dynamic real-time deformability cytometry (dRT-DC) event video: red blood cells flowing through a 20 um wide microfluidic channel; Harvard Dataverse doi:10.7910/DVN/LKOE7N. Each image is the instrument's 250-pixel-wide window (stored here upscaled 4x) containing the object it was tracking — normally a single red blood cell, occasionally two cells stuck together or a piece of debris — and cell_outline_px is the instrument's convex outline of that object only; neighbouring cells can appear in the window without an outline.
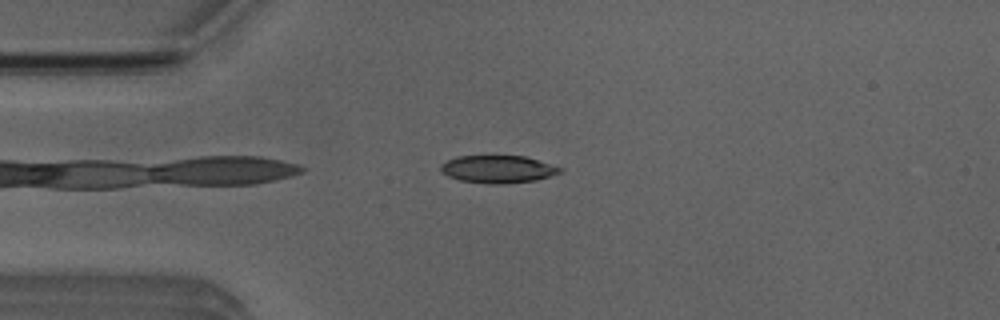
{"species": "Egyptian fruit bat (a non-hibernating species)", "species_latin": "Rousettus aegyptiacus", "temperature_condition": "room temperature", "stored_images_in_passage": 43, "camera_frame_rate_fps": 3000, "um_per_image_px": 0.085, "animal": {"sex": "male"}, "frame": {"image": 1, "passage_image": 3, "time_ms": 0.667, "image_size_px": [1000, 320], "cell_outline_px": [[564, 168], [560, 172], [536, 180], [500, 184], [488, 184], [460, 180], [448, 176], [440, 172], [440, 164], [456, 156], [524, 156]], "centroid_in_image_um": [42.28, 14.38], "position_along_channel_um": 42.7, "area_um2": 19.07}}
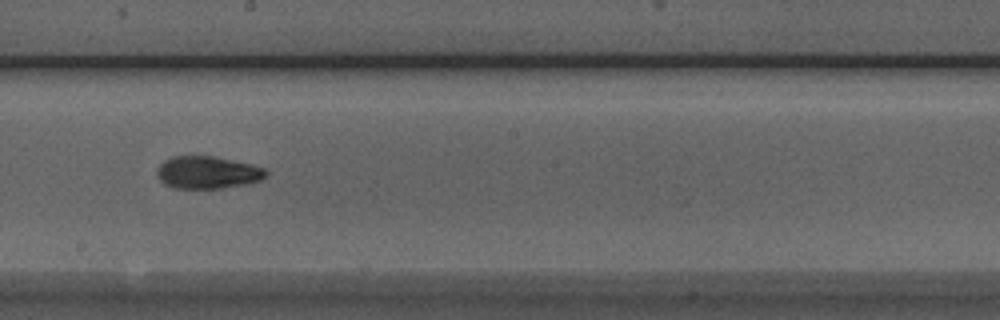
{"frame": {"image": 2, "passage_image": 19, "time_ms": 6.0, "image_size_px": [1000, 320], "cell_outline_px": [[268, 172], [260, 180], [220, 188], [172, 188], [164, 184], [160, 180], [156, 172], [156, 168], [164, 160], [172, 156], [212, 156], [252, 164], [264, 168]], "centroid_in_image_um": [17.57, 14.65], "position_along_channel_um": 230.6, "area_um2": 20.4}}
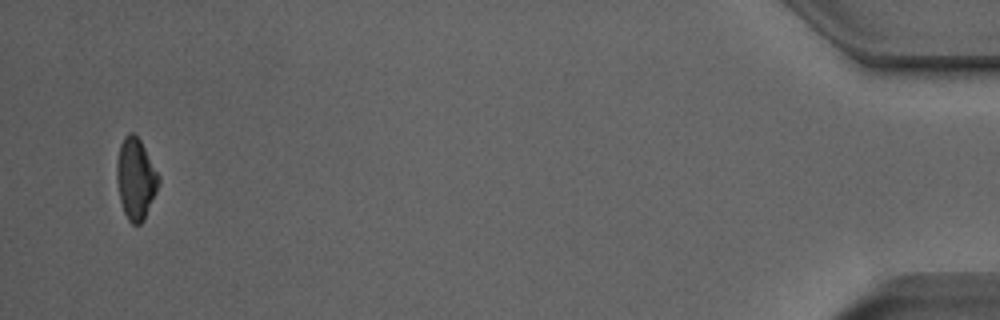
{"frame": {"image": 3, "passage_image": 41, "time_ms": 13.333, "image_size_px": [1000, 320], "cell_outline_px": [[160, 184], [144, 220], [140, 224], [132, 224], [128, 220], [124, 212], [120, 200], [116, 180], [116, 164], [120, 144], [124, 136], [128, 132], [132, 132], [140, 140], [160, 176]], "centroid_in_image_um": [11.53, 15.2], "position_along_channel_um": 423.7, "area_um2": 19.94}, "authors_computed_cell_mechanics": {"area_um2": 19.8832, "velocity_mm_per_s": 3.8846, "shape_relaxation_time_tau1_ms": 9.5774, "shape_relaxation_time_tau2_ms": 1.8694, "deformation_change_tau1": 0.2391, "deformation_change_tau2": 0.0688}}